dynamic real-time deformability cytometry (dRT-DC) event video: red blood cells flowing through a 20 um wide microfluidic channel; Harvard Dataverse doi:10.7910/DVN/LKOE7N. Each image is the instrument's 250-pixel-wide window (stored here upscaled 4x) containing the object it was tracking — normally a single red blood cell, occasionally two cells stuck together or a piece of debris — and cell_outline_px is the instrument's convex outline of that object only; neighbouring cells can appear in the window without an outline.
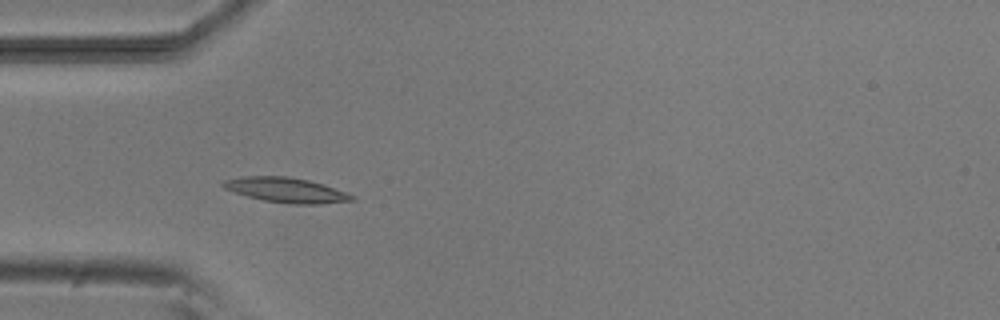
{"species": "common noctule bat (a hibernating species)", "species_latin": "Nyctalus noctula", "temperature_condition": "room temperature", "stored_images_in_passage": 2, "camera_frame_rate_fps": 3000, "um_per_image_px": 0.085, "animal": {"sex": "male", "body_mass_g": 20.5, "forearm_length_mm": 52.5}, "frame": {"image": 1, "passage_image": 1, "time_ms": 0.0, "image_size_px": [1000, 320], "cell_outline_px": [[356, 200], [320, 204], [292, 204], [264, 200], [248, 196], [224, 188], [220, 184], [224, 180], [240, 176], [288, 176], [308, 180], [324, 184], [356, 196]], "centroid_in_image_um": [24.35, 16.15], "position_along_channel_um": 60.7, "area_um2": 18.67}}
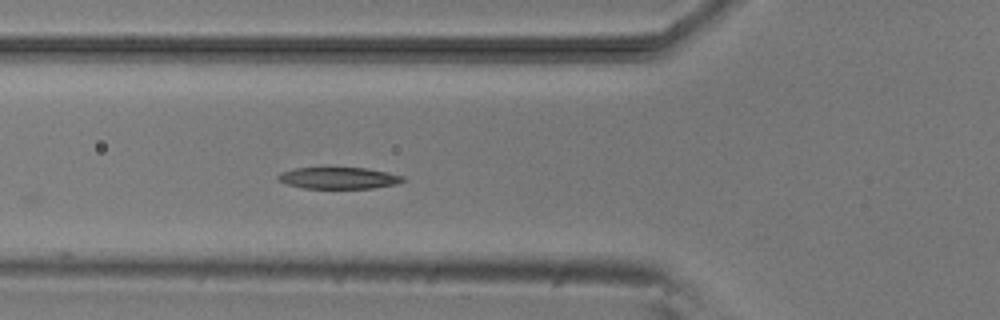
{"frame": {"image": 2, "passage_image": 2, "time_ms": 1.0, "image_size_px": [1000, 320], "cell_outline_px": [[408, 180], [396, 184], [372, 188], [304, 188], [288, 184], [276, 180], [276, 176], [280, 172], [296, 168], [368, 168], [388, 172], [404, 176]], "centroid_in_image_um": [28.81, 15.13], "position_along_channel_um": 97.0, "area_um2": 15.78}}